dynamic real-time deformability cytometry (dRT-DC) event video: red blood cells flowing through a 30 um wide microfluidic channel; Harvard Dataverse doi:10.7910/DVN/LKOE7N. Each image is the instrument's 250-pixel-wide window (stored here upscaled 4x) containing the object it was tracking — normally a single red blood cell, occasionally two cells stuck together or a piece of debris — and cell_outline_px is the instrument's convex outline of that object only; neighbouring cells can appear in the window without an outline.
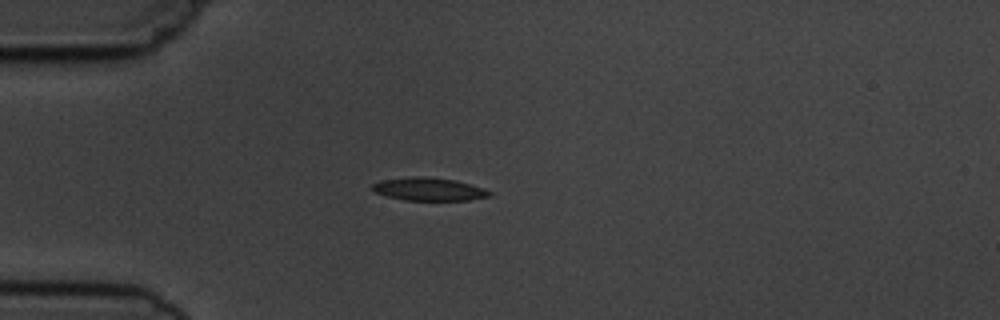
{"species": "common noctule bat (a hibernating species)", "species_latin": "Nyctalus noctula", "temperature_condition": "cold", "stored_images_in_passage": 5, "camera_frame_rate_fps": 3000, "um_per_image_px": 0.085, "animal": {"sex": "male", "body_mass_g": 19.5, "forearm_length_mm": 54.6}, "frame": {"image": 1, "passage_image": 3, "time_ms": 2.333, "image_size_px": [1000, 320], "cell_outline_px": [[492, 192], [488, 196], [468, 200], [404, 200], [372, 192], [372, 184], [380, 180], [412, 176], [424, 176], [456, 180], [484, 188]], "centroid_in_image_um": [36.41, 16.07], "position_along_channel_um": 48.6, "area_um2": 15.72}}
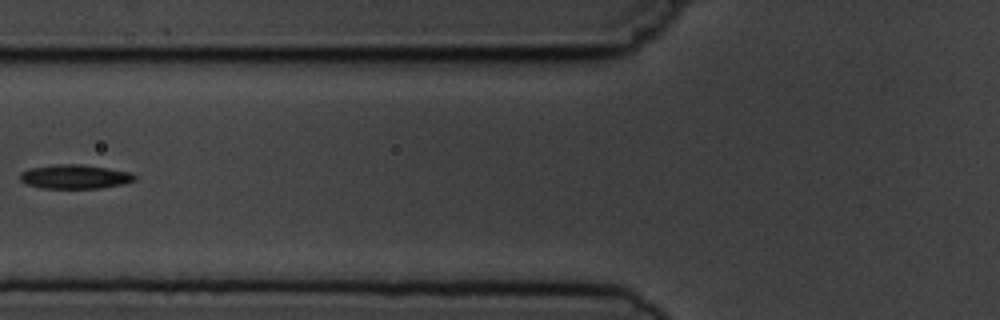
{"frame": {"image": 2, "passage_image": 5, "time_ms": 4.667, "image_size_px": [1000, 320], "cell_outline_px": [[136, 180], [124, 184], [100, 188], [40, 188], [28, 184], [20, 180], [20, 172], [28, 168], [56, 164], [80, 164], [108, 168], [132, 172], [136, 176]], "centroid_in_image_um": [6.38, 15.01], "position_along_channel_um": 119.4, "area_um2": 16.24}}